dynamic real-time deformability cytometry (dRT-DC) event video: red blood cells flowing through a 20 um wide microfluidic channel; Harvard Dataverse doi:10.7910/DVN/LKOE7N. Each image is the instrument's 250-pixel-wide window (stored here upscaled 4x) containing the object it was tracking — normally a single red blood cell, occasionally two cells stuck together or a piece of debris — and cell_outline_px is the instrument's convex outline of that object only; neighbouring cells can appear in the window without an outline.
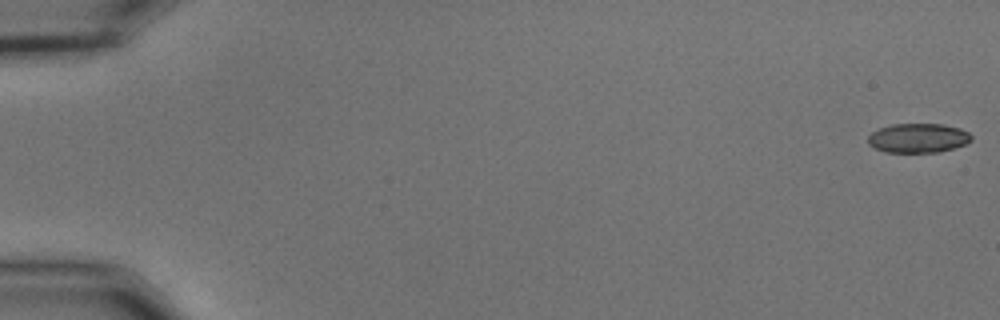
{"species": "common noctule bat (a hibernating species)", "species_latin": "Nyctalus noctula", "temperature_condition": "cold", "stored_images_in_passage": 55, "camera_frame_rate_fps": 3000, "um_per_image_px": 0.085, "animal": {"sex": "male", "body_mass_g": 15.6}, "frame": {"image": 1, "passage_image": 1, "time_ms": 0.0, "image_size_px": [1000, 320], "cell_outline_px": [[972, 140], [964, 144], [952, 148], [936, 152], [884, 152], [868, 144], [868, 136], [872, 132], [880, 128], [892, 124], [944, 124], [960, 128], [968, 132], [972, 136]], "centroid_in_image_um": [78.03, 11.72], "position_along_channel_um": 7.0, "area_um2": 17.57}}
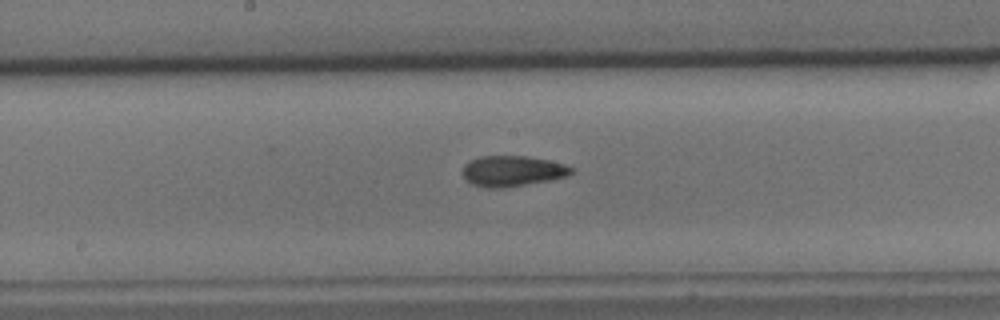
{"frame": {"image": 2, "passage_image": 30, "time_ms": 9.667, "image_size_px": [1000, 320], "cell_outline_px": [[576, 168], [568, 176], [552, 180], [504, 188], [488, 188], [472, 184], [460, 172], [464, 164], [468, 160], [480, 156], [524, 156], [548, 160], [564, 164]], "centroid_in_image_um": [43.54, 14.54], "position_along_channel_um": 204.7, "area_um2": 19.65}}
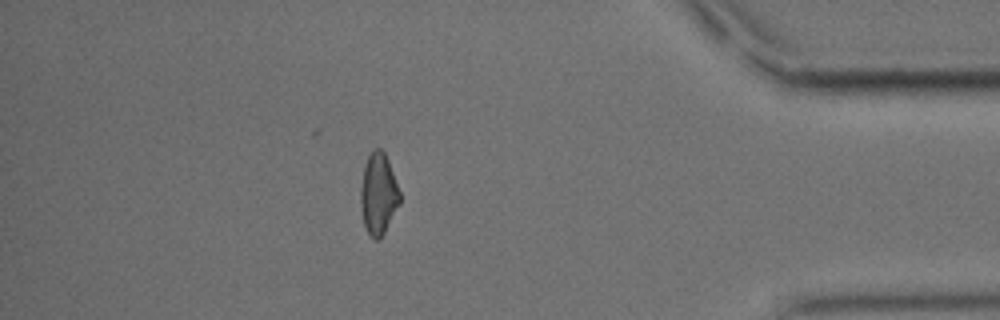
{"frame": {"image": 3, "passage_image": 49, "time_ms": 16.0, "image_size_px": [1000, 320], "cell_outline_px": [[400, 204], [380, 240], [376, 240], [368, 232], [364, 224], [360, 208], [360, 188], [364, 164], [372, 148], [380, 148], [384, 152], [388, 160], [400, 192]], "centroid_in_image_um": [32.15, 16.47], "position_along_channel_um": 403.0, "area_um2": 18.73}, "authors_computed_cell_mechanics": {"area_um2": 19.0162, "velocity_mm_per_s": 3.6879, "shape_relaxation_time_tau1_ms": 10.4705, "shape_relaxation_time_tau2_ms": 4.1698, "deformation_change_tau1": 0.2102, "deformation_change_tau2": 0.1168}}